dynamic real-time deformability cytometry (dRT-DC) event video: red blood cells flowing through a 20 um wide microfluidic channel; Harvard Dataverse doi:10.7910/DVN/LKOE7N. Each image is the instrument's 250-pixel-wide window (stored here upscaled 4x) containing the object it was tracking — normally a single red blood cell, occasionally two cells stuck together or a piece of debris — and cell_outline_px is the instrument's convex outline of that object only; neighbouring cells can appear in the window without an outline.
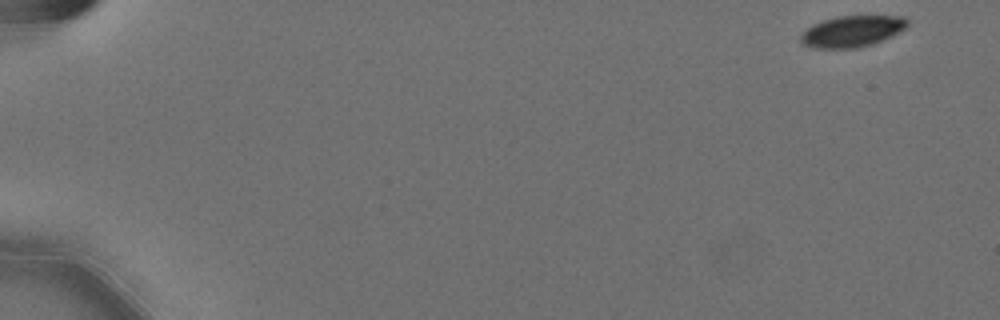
{"species": "Egyptian fruit bat (a non-hibernating species)", "species_latin": "Rousettus aegyptiacus", "temperature_condition": "cold", "stored_images_in_passage": 50, "camera_frame_rate_fps": 3000, "um_per_image_px": 0.085, "animal": {"sex": "female"}, "frame": {"image": 1, "passage_image": 1, "time_ms": 0.0, "image_size_px": [1000, 320], "cell_outline_px": [[908, 24], [900, 32], [892, 36], [872, 44], [856, 48], [812, 48], [804, 44], [800, 40], [800, 36], [812, 24], [836, 16], [904, 16], [908, 20]], "centroid_in_image_um": [72.44, 2.66], "position_along_channel_um": 12.6, "area_um2": 19.36}}
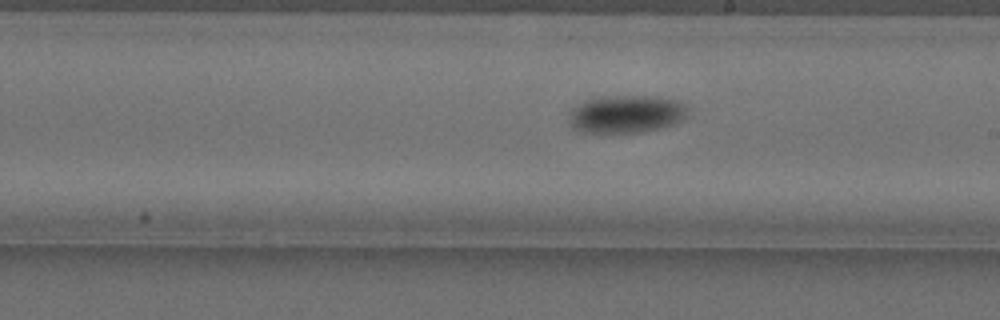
{"frame": {"image": 2, "passage_image": 33, "time_ms": 10.667, "image_size_px": [1000, 320], "cell_outline_px": [[688, 116], [672, 124], [656, 128], [636, 132], [580, 132], [572, 128], [568, 124], [568, 116], [572, 108], [584, 100], [600, 96], [652, 96], [676, 100], [684, 104], [688, 108]], "centroid_in_image_um": [53.16, 9.68], "position_along_channel_um": 235.8, "area_um2": 26.18}}
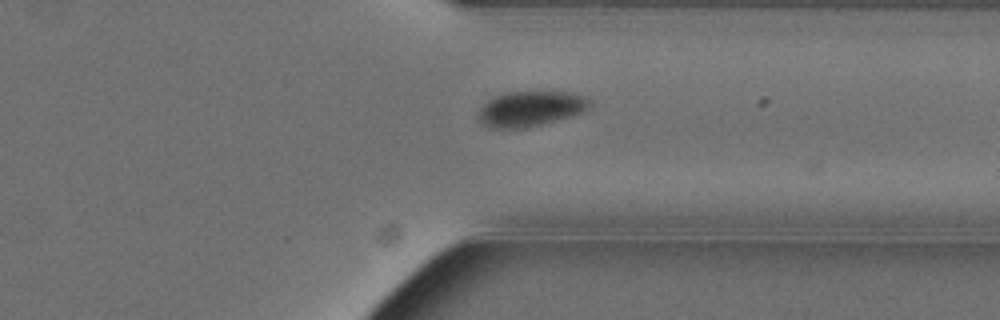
{"frame": {"image": 3, "passage_image": 44, "time_ms": 14.333, "image_size_px": [1000, 320], "cell_outline_px": [[592, 104], [584, 112], [572, 116], [524, 128], [488, 128], [480, 120], [480, 108], [492, 96], [504, 92], [572, 92], [588, 96], [592, 100]], "centroid_in_image_um": [45.15, 9.22], "position_along_channel_um": 366.2, "area_um2": 23.0}, "authors_computed_cell_mechanics": {"area_um2": 23.2934, "velocity_mm_per_s": 3.5538, "shape_relaxation_time_tau1_ms": 2.8053, "shape_relaxation_time_tau2_ms": null, "deformation_change_tau1": 0.0973, "deformation_change_tau2": null}}